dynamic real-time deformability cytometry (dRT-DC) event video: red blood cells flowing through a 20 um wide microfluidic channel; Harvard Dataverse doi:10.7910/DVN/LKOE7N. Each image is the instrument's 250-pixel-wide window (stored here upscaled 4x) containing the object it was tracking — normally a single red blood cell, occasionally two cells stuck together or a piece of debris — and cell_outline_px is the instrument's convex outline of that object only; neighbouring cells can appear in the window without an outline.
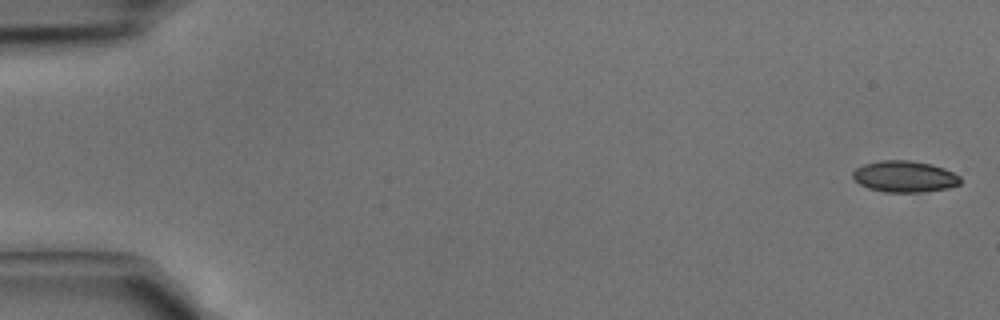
{"species": "common noctule bat (a hibernating species)", "species_latin": "Nyctalus noctula", "temperature_condition": "cold", "stored_images_in_passage": 36, "camera_frame_rate_fps": 3000, "um_per_image_px": 0.085, "animal": {"sex": "male", "body_mass_g": 15.6}, "frame": {"image": 1, "passage_image": 1, "time_ms": 0.0, "image_size_px": [1000, 320], "cell_outline_px": [[960, 184], [948, 188], [924, 192], [884, 192], [868, 188], [860, 184], [852, 176], [852, 172], [856, 168], [864, 164], [880, 160], [908, 160], [932, 164], [944, 168], [960, 176]], "centroid_in_image_um": [76.89, 15.0], "position_along_channel_um": 8.1, "area_um2": 19.71}}
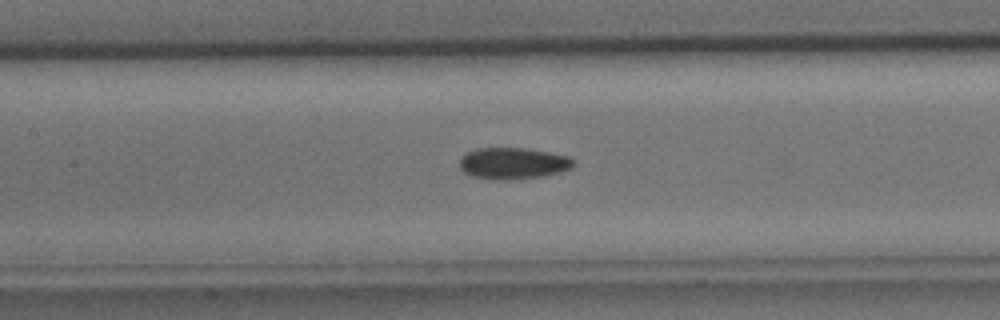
{"frame": {"image": 2, "passage_image": 20, "time_ms": 6.333, "image_size_px": [1000, 320], "cell_outline_px": [[576, 164], [572, 168], [560, 172], [544, 176], [508, 180], [492, 180], [472, 176], [464, 172], [460, 168], [460, 156], [476, 148], [524, 148], [572, 156], [576, 160]], "centroid_in_image_um": [43.65, 13.89], "position_along_channel_um": 163.8, "area_um2": 21.27}}
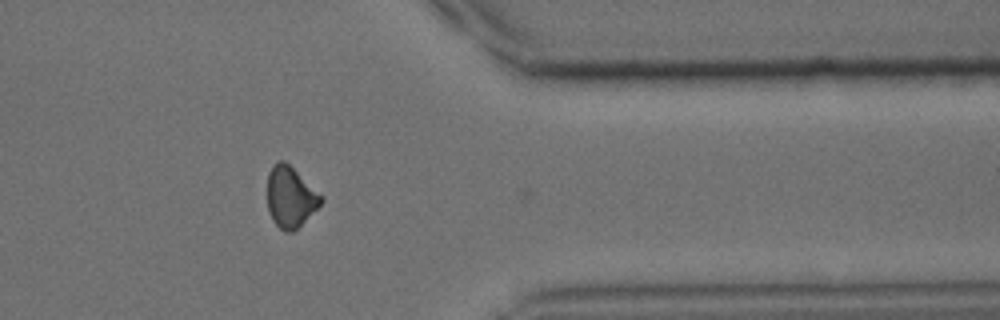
{"frame": {"image": 3, "passage_image": 35, "time_ms": 11.333, "image_size_px": [1000, 320], "cell_outline_px": [[324, 200], [292, 232], [284, 232], [272, 220], [268, 212], [268, 172], [272, 164], [276, 160], [284, 160], [324, 196]], "centroid_in_image_um": [24.66, 16.71], "position_along_channel_um": 386.7, "area_um2": 18.96}}